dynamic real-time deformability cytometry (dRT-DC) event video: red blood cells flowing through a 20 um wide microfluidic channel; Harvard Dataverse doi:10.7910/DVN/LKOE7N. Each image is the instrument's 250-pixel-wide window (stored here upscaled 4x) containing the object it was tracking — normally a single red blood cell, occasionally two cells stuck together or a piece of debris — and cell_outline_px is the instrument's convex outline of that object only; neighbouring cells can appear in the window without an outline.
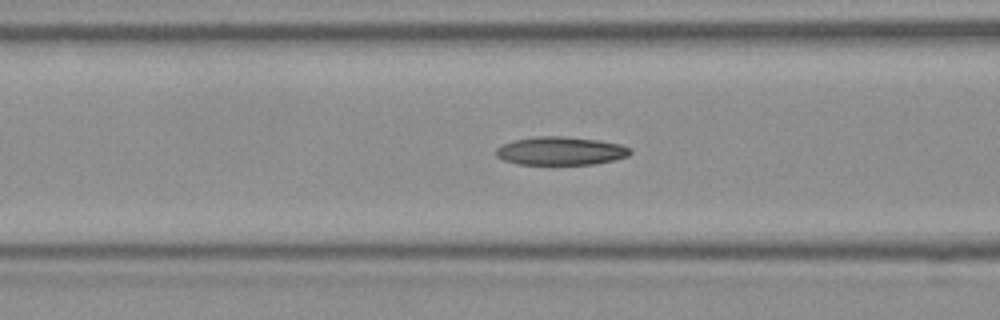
{"species": "Egyptian fruit bat (a non-hibernating species)", "species_latin": "Rousettus aegyptiacus", "temperature_condition": "room temperature", "stored_images_in_passage": 39, "camera_frame_rate_fps": 3000, "um_per_image_px": 0.085, "frame": {"image": 1, "passage_image": 7, "time_ms": 2.0, "image_size_px": [1000, 320], "cell_outline_px": [[632, 152], [628, 156], [596, 164], [516, 164], [504, 160], [496, 156], [496, 148], [500, 144], [512, 140], [536, 136], [564, 136], [600, 140], [620, 144], [632, 148]], "centroid_in_image_um": [47.64, 12.82], "position_along_channel_um": 119.0, "area_um2": 22.37}}
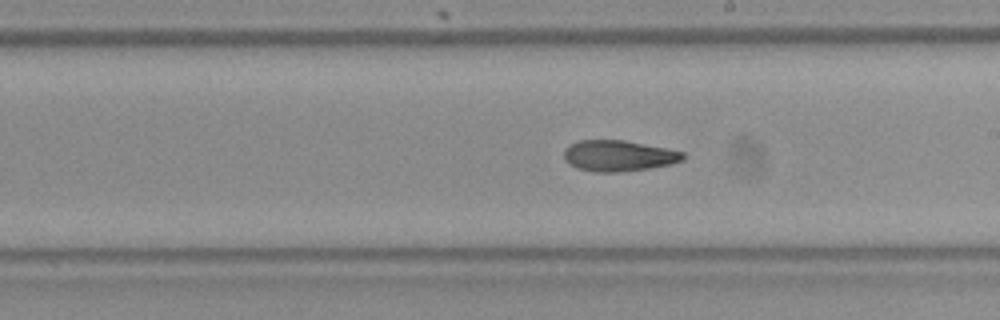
{"frame": {"image": 2, "passage_image": 16, "time_ms": 5.0, "image_size_px": [1000, 320], "cell_outline_px": [[684, 160], [672, 164], [648, 168], [616, 172], [592, 172], [568, 164], [564, 160], [564, 148], [568, 144], [580, 140], [624, 140], [684, 152]], "centroid_in_image_um": [52.54, 13.24], "position_along_channel_um": 236.5, "area_um2": 21.44}}
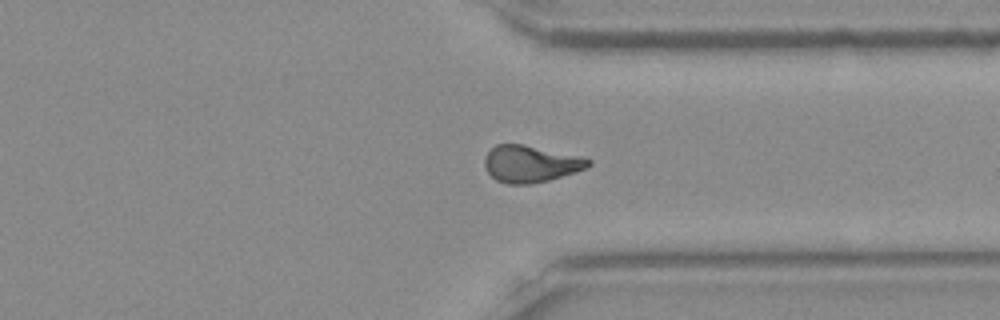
{"frame": {"image": 3, "passage_image": 26, "time_ms": 8.333, "image_size_px": [1000, 320], "cell_outline_px": [[592, 164], [588, 168], [576, 172], [548, 180], [532, 184], [508, 184], [496, 180], [488, 172], [484, 164], [484, 156], [496, 144], [524, 144], [584, 156], [592, 160]], "centroid_in_image_um": [45.15, 13.92], "position_along_channel_um": 366.3, "area_um2": 22.6}, "authors_computed_cell_mechanics": {"area_um2": 21.9062, "velocity_mm_per_s": 3.904, "shape_relaxation_time_tau1_ms": null, "shape_relaxation_time_tau2_ms": 7.1646, "deformation_change_tau1": null, "deformation_change_tau2": 0.1631}}